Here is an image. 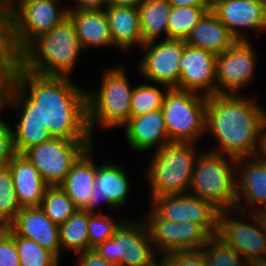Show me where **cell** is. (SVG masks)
<instances>
[{"label": "cell", "instance_id": "cb8c5ba5", "mask_svg": "<svg viewBox=\"0 0 266 266\" xmlns=\"http://www.w3.org/2000/svg\"><path fill=\"white\" fill-rule=\"evenodd\" d=\"M83 50L86 48L114 47L104 9L68 10Z\"/></svg>", "mask_w": 266, "mask_h": 266}, {"label": "cell", "instance_id": "8d00e7d4", "mask_svg": "<svg viewBox=\"0 0 266 266\" xmlns=\"http://www.w3.org/2000/svg\"><path fill=\"white\" fill-rule=\"evenodd\" d=\"M12 91V60L5 44V23L0 14V94Z\"/></svg>", "mask_w": 266, "mask_h": 266}, {"label": "cell", "instance_id": "c3c4849f", "mask_svg": "<svg viewBox=\"0 0 266 266\" xmlns=\"http://www.w3.org/2000/svg\"><path fill=\"white\" fill-rule=\"evenodd\" d=\"M262 215H263L264 227H265V230H266V211L265 212H262Z\"/></svg>", "mask_w": 266, "mask_h": 266}, {"label": "cell", "instance_id": "bcb514c9", "mask_svg": "<svg viewBox=\"0 0 266 266\" xmlns=\"http://www.w3.org/2000/svg\"><path fill=\"white\" fill-rule=\"evenodd\" d=\"M219 0H206L207 4L212 7L214 6Z\"/></svg>", "mask_w": 266, "mask_h": 266}, {"label": "cell", "instance_id": "5b68a950", "mask_svg": "<svg viewBox=\"0 0 266 266\" xmlns=\"http://www.w3.org/2000/svg\"><path fill=\"white\" fill-rule=\"evenodd\" d=\"M194 143H173L155 150L146 176L151 196L187 194L200 152Z\"/></svg>", "mask_w": 266, "mask_h": 266}, {"label": "cell", "instance_id": "7402d4cb", "mask_svg": "<svg viewBox=\"0 0 266 266\" xmlns=\"http://www.w3.org/2000/svg\"><path fill=\"white\" fill-rule=\"evenodd\" d=\"M93 145L91 144L74 162L65 180L59 185L74 205L81 210L89 204L96 178Z\"/></svg>", "mask_w": 266, "mask_h": 266}, {"label": "cell", "instance_id": "603a6c76", "mask_svg": "<svg viewBox=\"0 0 266 266\" xmlns=\"http://www.w3.org/2000/svg\"><path fill=\"white\" fill-rule=\"evenodd\" d=\"M104 10L114 47L125 53L134 45L140 47L144 45L138 7L106 6Z\"/></svg>", "mask_w": 266, "mask_h": 266}, {"label": "cell", "instance_id": "f546056e", "mask_svg": "<svg viewBox=\"0 0 266 266\" xmlns=\"http://www.w3.org/2000/svg\"><path fill=\"white\" fill-rule=\"evenodd\" d=\"M40 208L58 226L64 224L78 210L59 185L47 187Z\"/></svg>", "mask_w": 266, "mask_h": 266}, {"label": "cell", "instance_id": "f907efd6", "mask_svg": "<svg viewBox=\"0 0 266 266\" xmlns=\"http://www.w3.org/2000/svg\"><path fill=\"white\" fill-rule=\"evenodd\" d=\"M256 1L257 3H260L266 7V0H253Z\"/></svg>", "mask_w": 266, "mask_h": 266}, {"label": "cell", "instance_id": "f35d334b", "mask_svg": "<svg viewBox=\"0 0 266 266\" xmlns=\"http://www.w3.org/2000/svg\"><path fill=\"white\" fill-rule=\"evenodd\" d=\"M0 266H20L15 240L4 227L0 228Z\"/></svg>", "mask_w": 266, "mask_h": 266}, {"label": "cell", "instance_id": "e0dca14e", "mask_svg": "<svg viewBox=\"0 0 266 266\" xmlns=\"http://www.w3.org/2000/svg\"><path fill=\"white\" fill-rule=\"evenodd\" d=\"M128 180L126 170L116 162L97 164L92 195L84 210L95 214L94 210L100 201L108 205V208L124 207L131 190V183Z\"/></svg>", "mask_w": 266, "mask_h": 266}, {"label": "cell", "instance_id": "f5cc1de1", "mask_svg": "<svg viewBox=\"0 0 266 266\" xmlns=\"http://www.w3.org/2000/svg\"><path fill=\"white\" fill-rule=\"evenodd\" d=\"M0 14H3L2 5L0 4Z\"/></svg>", "mask_w": 266, "mask_h": 266}, {"label": "cell", "instance_id": "d6986e66", "mask_svg": "<svg viewBox=\"0 0 266 266\" xmlns=\"http://www.w3.org/2000/svg\"><path fill=\"white\" fill-rule=\"evenodd\" d=\"M8 227L20 237L32 239L43 248L61 254L59 226L52 222L40 207H24Z\"/></svg>", "mask_w": 266, "mask_h": 266}, {"label": "cell", "instance_id": "2e32d148", "mask_svg": "<svg viewBox=\"0 0 266 266\" xmlns=\"http://www.w3.org/2000/svg\"><path fill=\"white\" fill-rule=\"evenodd\" d=\"M211 10L238 41L249 40L243 32L246 28L266 31V7L256 1L219 0Z\"/></svg>", "mask_w": 266, "mask_h": 266}, {"label": "cell", "instance_id": "ee69618b", "mask_svg": "<svg viewBox=\"0 0 266 266\" xmlns=\"http://www.w3.org/2000/svg\"><path fill=\"white\" fill-rule=\"evenodd\" d=\"M143 0H107V6H132L138 7Z\"/></svg>", "mask_w": 266, "mask_h": 266}, {"label": "cell", "instance_id": "ffe728a7", "mask_svg": "<svg viewBox=\"0 0 266 266\" xmlns=\"http://www.w3.org/2000/svg\"><path fill=\"white\" fill-rule=\"evenodd\" d=\"M123 127L125 139L130 147L138 152H146L153 147L159 148L171 143L161 109L130 117Z\"/></svg>", "mask_w": 266, "mask_h": 266}, {"label": "cell", "instance_id": "f6af8a7d", "mask_svg": "<svg viewBox=\"0 0 266 266\" xmlns=\"http://www.w3.org/2000/svg\"><path fill=\"white\" fill-rule=\"evenodd\" d=\"M258 156L266 161V122L262 129L261 147Z\"/></svg>", "mask_w": 266, "mask_h": 266}, {"label": "cell", "instance_id": "836d02e7", "mask_svg": "<svg viewBox=\"0 0 266 266\" xmlns=\"http://www.w3.org/2000/svg\"><path fill=\"white\" fill-rule=\"evenodd\" d=\"M8 166L0 167V228L7 227L21 211Z\"/></svg>", "mask_w": 266, "mask_h": 266}, {"label": "cell", "instance_id": "1f68e13d", "mask_svg": "<svg viewBox=\"0 0 266 266\" xmlns=\"http://www.w3.org/2000/svg\"><path fill=\"white\" fill-rule=\"evenodd\" d=\"M93 249L108 262L121 266L123 259H129L130 221L125 219L110 239Z\"/></svg>", "mask_w": 266, "mask_h": 266}, {"label": "cell", "instance_id": "5bb4252c", "mask_svg": "<svg viewBox=\"0 0 266 266\" xmlns=\"http://www.w3.org/2000/svg\"><path fill=\"white\" fill-rule=\"evenodd\" d=\"M244 203L250 207L248 210L253 209L250 212L266 211V161L259 156L236 159V205L234 211L247 212Z\"/></svg>", "mask_w": 266, "mask_h": 266}, {"label": "cell", "instance_id": "7a4b0ae2", "mask_svg": "<svg viewBox=\"0 0 266 266\" xmlns=\"http://www.w3.org/2000/svg\"><path fill=\"white\" fill-rule=\"evenodd\" d=\"M93 143L81 119L66 104H43L24 123L19 151L49 186H58Z\"/></svg>", "mask_w": 266, "mask_h": 266}, {"label": "cell", "instance_id": "83f0119b", "mask_svg": "<svg viewBox=\"0 0 266 266\" xmlns=\"http://www.w3.org/2000/svg\"><path fill=\"white\" fill-rule=\"evenodd\" d=\"M60 246L74 254L92 250L88 236V211L78 209L64 224L59 225Z\"/></svg>", "mask_w": 266, "mask_h": 266}, {"label": "cell", "instance_id": "4dcf8cb0", "mask_svg": "<svg viewBox=\"0 0 266 266\" xmlns=\"http://www.w3.org/2000/svg\"><path fill=\"white\" fill-rule=\"evenodd\" d=\"M14 238L20 266H58L59 258L32 239L17 236L8 226L4 227Z\"/></svg>", "mask_w": 266, "mask_h": 266}, {"label": "cell", "instance_id": "816d5d0a", "mask_svg": "<svg viewBox=\"0 0 266 266\" xmlns=\"http://www.w3.org/2000/svg\"><path fill=\"white\" fill-rule=\"evenodd\" d=\"M7 0H0V4L3 5Z\"/></svg>", "mask_w": 266, "mask_h": 266}, {"label": "cell", "instance_id": "ac0fdd59", "mask_svg": "<svg viewBox=\"0 0 266 266\" xmlns=\"http://www.w3.org/2000/svg\"><path fill=\"white\" fill-rule=\"evenodd\" d=\"M42 105L39 101L13 91L0 94V114L4 111L3 108L9 106L19 112L15 131L0 117V167L7 166L19 151V137L23 125Z\"/></svg>", "mask_w": 266, "mask_h": 266}, {"label": "cell", "instance_id": "9a60e30c", "mask_svg": "<svg viewBox=\"0 0 266 266\" xmlns=\"http://www.w3.org/2000/svg\"><path fill=\"white\" fill-rule=\"evenodd\" d=\"M179 90L206 97L216 94V55L186 44L180 61Z\"/></svg>", "mask_w": 266, "mask_h": 266}, {"label": "cell", "instance_id": "277c9868", "mask_svg": "<svg viewBox=\"0 0 266 266\" xmlns=\"http://www.w3.org/2000/svg\"><path fill=\"white\" fill-rule=\"evenodd\" d=\"M101 86L95 91L80 90L66 105L81 119L84 129L94 140L96 124L106 130L124 126L130 119L131 87L122 67L104 71Z\"/></svg>", "mask_w": 266, "mask_h": 266}, {"label": "cell", "instance_id": "6da1fadb", "mask_svg": "<svg viewBox=\"0 0 266 266\" xmlns=\"http://www.w3.org/2000/svg\"><path fill=\"white\" fill-rule=\"evenodd\" d=\"M82 51L75 26L66 17L12 61V91L43 104H66L80 90L70 74Z\"/></svg>", "mask_w": 266, "mask_h": 266}, {"label": "cell", "instance_id": "3957f363", "mask_svg": "<svg viewBox=\"0 0 266 266\" xmlns=\"http://www.w3.org/2000/svg\"><path fill=\"white\" fill-rule=\"evenodd\" d=\"M256 101L232 94L207 97L206 131L218 141L209 151L234 159L258 156L266 111Z\"/></svg>", "mask_w": 266, "mask_h": 266}, {"label": "cell", "instance_id": "52a82bcc", "mask_svg": "<svg viewBox=\"0 0 266 266\" xmlns=\"http://www.w3.org/2000/svg\"><path fill=\"white\" fill-rule=\"evenodd\" d=\"M60 3L61 0H40L29 3L5 24V44L12 61L35 38L51 31L68 17V8L63 9Z\"/></svg>", "mask_w": 266, "mask_h": 266}, {"label": "cell", "instance_id": "4316f807", "mask_svg": "<svg viewBox=\"0 0 266 266\" xmlns=\"http://www.w3.org/2000/svg\"><path fill=\"white\" fill-rule=\"evenodd\" d=\"M158 260L145 221H130L129 259H123L121 266H153Z\"/></svg>", "mask_w": 266, "mask_h": 266}, {"label": "cell", "instance_id": "b9f144b4", "mask_svg": "<svg viewBox=\"0 0 266 266\" xmlns=\"http://www.w3.org/2000/svg\"><path fill=\"white\" fill-rule=\"evenodd\" d=\"M74 4L68 10H98L107 6V0H75Z\"/></svg>", "mask_w": 266, "mask_h": 266}, {"label": "cell", "instance_id": "7dc6e473", "mask_svg": "<svg viewBox=\"0 0 266 266\" xmlns=\"http://www.w3.org/2000/svg\"><path fill=\"white\" fill-rule=\"evenodd\" d=\"M249 266H266V262H257V263L250 264Z\"/></svg>", "mask_w": 266, "mask_h": 266}, {"label": "cell", "instance_id": "8992f818", "mask_svg": "<svg viewBox=\"0 0 266 266\" xmlns=\"http://www.w3.org/2000/svg\"><path fill=\"white\" fill-rule=\"evenodd\" d=\"M235 170L236 159L212 151L201 152L194 164L188 193L210 202L219 211L234 210Z\"/></svg>", "mask_w": 266, "mask_h": 266}, {"label": "cell", "instance_id": "d590c367", "mask_svg": "<svg viewBox=\"0 0 266 266\" xmlns=\"http://www.w3.org/2000/svg\"><path fill=\"white\" fill-rule=\"evenodd\" d=\"M125 218H119L115 222L109 215L99 213L90 214L88 212V236L89 243L92 248L98 244L103 243L110 239L116 229L121 225Z\"/></svg>", "mask_w": 266, "mask_h": 266}, {"label": "cell", "instance_id": "ba28073f", "mask_svg": "<svg viewBox=\"0 0 266 266\" xmlns=\"http://www.w3.org/2000/svg\"><path fill=\"white\" fill-rule=\"evenodd\" d=\"M161 110L171 142L195 144L199 136L206 134V96L172 88L166 93Z\"/></svg>", "mask_w": 266, "mask_h": 266}, {"label": "cell", "instance_id": "60d3db41", "mask_svg": "<svg viewBox=\"0 0 266 266\" xmlns=\"http://www.w3.org/2000/svg\"><path fill=\"white\" fill-rule=\"evenodd\" d=\"M40 0H7L2 5L3 21L6 24L24 5Z\"/></svg>", "mask_w": 266, "mask_h": 266}, {"label": "cell", "instance_id": "74e56055", "mask_svg": "<svg viewBox=\"0 0 266 266\" xmlns=\"http://www.w3.org/2000/svg\"><path fill=\"white\" fill-rule=\"evenodd\" d=\"M160 260L166 266H207L202 250L176 252L163 256Z\"/></svg>", "mask_w": 266, "mask_h": 266}, {"label": "cell", "instance_id": "9c48e42d", "mask_svg": "<svg viewBox=\"0 0 266 266\" xmlns=\"http://www.w3.org/2000/svg\"><path fill=\"white\" fill-rule=\"evenodd\" d=\"M231 211H219L216 236L242 255L249 265L266 262V230L262 213L239 211L240 216H233L234 211Z\"/></svg>", "mask_w": 266, "mask_h": 266}, {"label": "cell", "instance_id": "484cf974", "mask_svg": "<svg viewBox=\"0 0 266 266\" xmlns=\"http://www.w3.org/2000/svg\"><path fill=\"white\" fill-rule=\"evenodd\" d=\"M172 6L166 0H143L138 5L143 42L157 41L164 33Z\"/></svg>", "mask_w": 266, "mask_h": 266}, {"label": "cell", "instance_id": "d4e9b609", "mask_svg": "<svg viewBox=\"0 0 266 266\" xmlns=\"http://www.w3.org/2000/svg\"><path fill=\"white\" fill-rule=\"evenodd\" d=\"M237 41L211 9L193 27L185 40L187 45L202 48L214 55L230 49Z\"/></svg>", "mask_w": 266, "mask_h": 266}, {"label": "cell", "instance_id": "e575fe53", "mask_svg": "<svg viewBox=\"0 0 266 266\" xmlns=\"http://www.w3.org/2000/svg\"><path fill=\"white\" fill-rule=\"evenodd\" d=\"M201 250L207 266H249L242 255L217 236H211Z\"/></svg>", "mask_w": 266, "mask_h": 266}, {"label": "cell", "instance_id": "30bf717a", "mask_svg": "<svg viewBox=\"0 0 266 266\" xmlns=\"http://www.w3.org/2000/svg\"><path fill=\"white\" fill-rule=\"evenodd\" d=\"M146 217L144 221L160 258L176 252L201 250L211 237L198 224L165 220L152 208Z\"/></svg>", "mask_w": 266, "mask_h": 266}, {"label": "cell", "instance_id": "8fae6325", "mask_svg": "<svg viewBox=\"0 0 266 266\" xmlns=\"http://www.w3.org/2000/svg\"><path fill=\"white\" fill-rule=\"evenodd\" d=\"M185 45V40L169 37L145 43L142 46L145 54L138 62L140 75L158 86L179 89L180 61Z\"/></svg>", "mask_w": 266, "mask_h": 266}, {"label": "cell", "instance_id": "7bdbcfd3", "mask_svg": "<svg viewBox=\"0 0 266 266\" xmlns=\"http://www.w3.org/2000/svg\"><path fill=\"white\" fill-rule=\"evenodd\" d=\"M172 7L191 6V7H210L206 0H166Z\"/></svg>", "mask_w": 266, "mask_h": 266}, {"label": "cell", "instance_id": "681fc988", "mask_svg": "<svg viewBox=\"0 0 266 266\" xmlns=\"http://www.w3.org/2000/svg\"><path fill=\"white\" fill-rule=\"evenodd\" d=\"M153 266H166L161 260H158Z\"/></svg>", "mask_w": 266, "mask_h": 266}, {"label": "cell", "instance_id": "d6a6232c", "mask_svg": "<svg viewBox=\"0 0 266 266\" xmlns=\"http://www.w3.org/2000/svg\"><path fill=\"white\" fill-rule=\"evenodd\" d=\"M158 88L156 85L139 84L134 86L131 97L130 117H136L162 108L166 93L170 89L165 86Z\"/></svg>", "mask_w": 266, "mask_h": 266}, {"label": "cell", "instance_id": "44dd1931", "mask_svg": "<svg viewBox=\"0 0 266 266\" xmlns=\"http://www.w3.org/2000/svg\"><path fill=\"white\" fill-rule=\"evenodd\" d=\"M7 166L12 173L14 189L21 207H40L49 185L38 170L20 151Z\"/></svg>", "mask_w": 266, "mask_h": 266}, {"label": "cell", "instance_id": "f1b7e54d", "mask_svg": "<svg viewBox=\"0 0 266 266\" xmlns=\"http://www.w3.org/2000/svg\"><path fill=\"white\" fill-rule=\"evenodd\" d=\"M211 7H172L167 23V37L186 40L193 27Z\"/></svg>", "mask_w": 266, "mask_h": 266}, {"label": "cell", "instance_id": "7c38bea8", "mask_svg": "<svg viewBox=\"0 0 266 266\" xmlns=\"http://www.w3.org/2000/svg\"><path fill=\"white\" fill-rule=\"evenodd\" d=\"M250 42L237 41L230 49L216 55V94H238L254 79L257 54Z\"/></svg>", "mask_w": 266, "mask_h": 266}, {"label": "cell", "instance_id": "ab89813d", "mask_svg": "<svg viewBox=\"0 0 266 266\" xmlns=\"http://www.w3.org/2000/svg\"><path fill=\"white\" fill-rule=\"evenodd\" d=\"M77 254L79 255L77 266H116L102 258L94 249Z\"/></svg>", "mask_w": 266, "mask_h": 266}, {"label": "cell", "instance_id": "4fadbf2b", "mask_svg": "<svg viewBox=\"0 0 266 266\" xmlns=\"http://www.w3.org/2000/svg\"><path fill=\"white\" fill-rule=\"evenodd\" d=\"M153 210L163 219L192 222L210 236L217 235L219 210L210 202L189 193L184 195L150 196Z\"/></svg>", "mask_w": 266, "mask_h": 266}]
</instances>
